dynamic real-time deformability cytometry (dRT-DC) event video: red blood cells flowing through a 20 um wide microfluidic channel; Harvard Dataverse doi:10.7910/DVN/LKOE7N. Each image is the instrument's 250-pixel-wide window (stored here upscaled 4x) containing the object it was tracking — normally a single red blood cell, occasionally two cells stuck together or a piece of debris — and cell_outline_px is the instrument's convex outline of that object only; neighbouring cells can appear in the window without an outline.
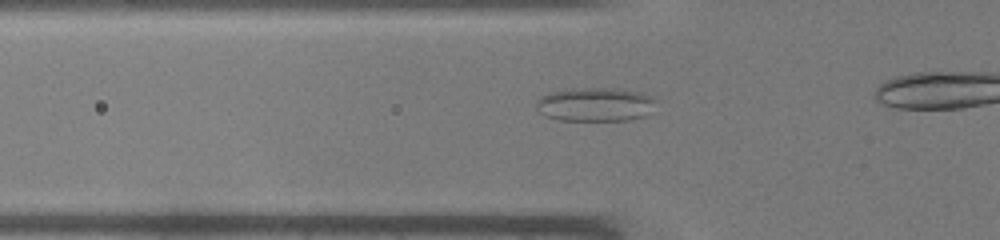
{"species": "common noctule bat (a hibernating species)", "species_latin": "Nyctalus noctula", "temperature_condition": "warm", "stored_images_in_passage": 20, "camera_frame_rate_fps": 3000, "um_per_image_px": 0.085, "animal": {"sex": "male", "body_mass_g": 19.0, "forearm_length_mm": 50.8}, "frame": {"image": 1, "passage_image": 12, "time_ms": 3.667, "image_size_px": [1000, 240], "cell_outline_px": [[652, 100], [644, 116], [628, 120], [556, 120], [544, 116], [536, 108], [536, 100], [540, 96], [548, 92], [572, 88], [620, 88], [640, 92], [652, 96]], "centroid_in_image_um": [50.46, 8.86], "position_along_channel_um": 75.3, "area_um2": 23.47}}
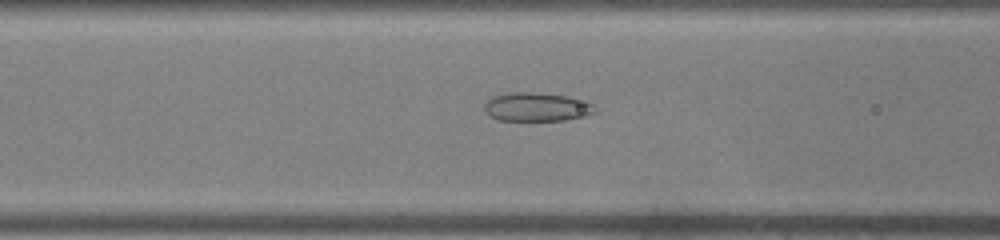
{"frame": {"image": 2, "passage_image": 15, "time_ms": 4.667, "image_size_px": [1000, 240], "cell_outline_px": [[596, 112], [584, 116], [564, 120], [496, 120], [484, 108], [484, 104], [492, 96], [508, 92], [532, 92], [568, 96], [588, 100], [596, 108]], "centroid_in_image_um": [45.65, 9.08], "position_along_channel_um": 120.9, "area_um2": 18.55}}